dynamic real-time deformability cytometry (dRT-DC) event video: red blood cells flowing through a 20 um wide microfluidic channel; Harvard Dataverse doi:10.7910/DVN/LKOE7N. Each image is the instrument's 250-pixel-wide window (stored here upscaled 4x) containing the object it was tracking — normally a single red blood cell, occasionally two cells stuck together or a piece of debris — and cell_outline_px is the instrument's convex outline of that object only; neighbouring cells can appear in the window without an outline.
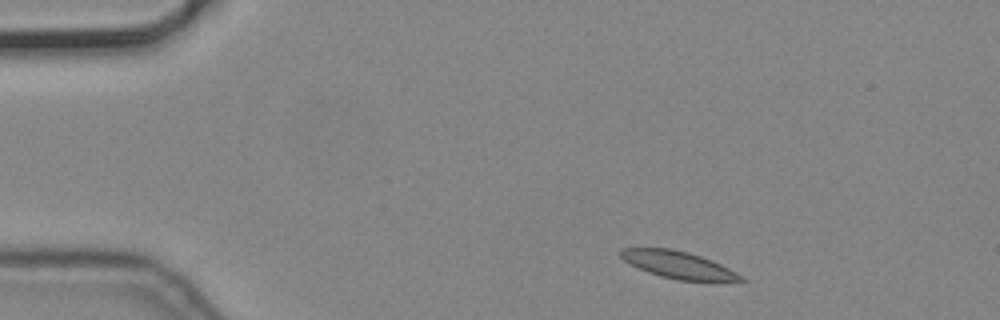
{"species": "common noctule bat (a hibernating species)", "species_latin": "Nyctalus noctula", "temperature_condition": "cold", "stored_images_in_passage": 3, "camera_frame_rate_fps": 3000, "um_per_image_px": 0.085, "animal": {"sex": "male", "body_mass_g": 19.2, "forearm_length_mm": 51.8}, "frame": {"image": 1, "passage_image": 1, "time_ms": 0.0, "image_size_px": [1000, 320], "cell_outline_px": [[748, 280], [676, 280], [660, 276], [648, 272], [624, 260], [620, 256], [620, 248], [672, 248], [688, 252], [712, 260], [736, 272]], "centroid_in_image_um": [57.62, 22.49], "position_along_channel_um": 27.4, "area_um2": 18.61}}